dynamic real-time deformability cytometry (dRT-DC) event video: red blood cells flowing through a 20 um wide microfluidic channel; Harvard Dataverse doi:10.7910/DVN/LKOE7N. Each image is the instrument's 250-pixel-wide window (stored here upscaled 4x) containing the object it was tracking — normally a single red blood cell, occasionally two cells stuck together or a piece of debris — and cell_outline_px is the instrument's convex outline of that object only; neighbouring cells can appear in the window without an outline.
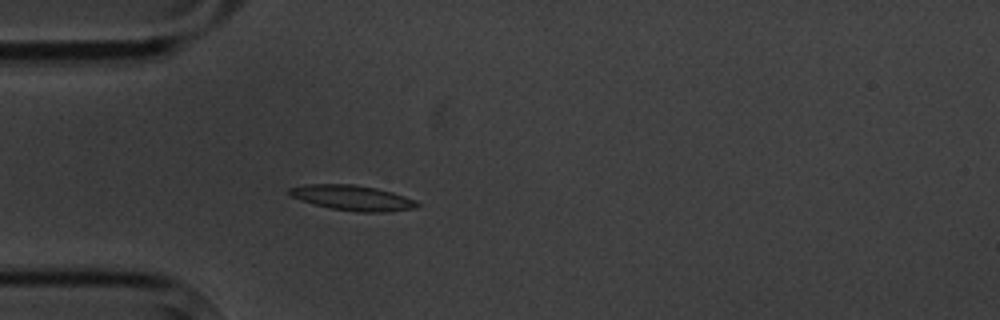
{"species": "common noctule bat (a hibernating species)", "species_latin": "Nyctalus noctula", "temperature_condition": "cold", "stored_images_in_passage": 4, "camera_frame_rate_fps": 3000, "um_per_image_px": 0.085, "animal": {"sex": "male", "body_mass_g": 20.1, "forearm_length_mm": 53.5}, "frame": {"image": 1, "passage_image": 4, "time_ms": 3.667, "image_size_px": [1000, 320], "cell_outline_px": [[420, 204], [416, 208], [388, 212], [356, 212], [332, 208], [300, 200], [292, 196], [288, 192], [288, 188], [308, 184], [352, 184], [376, 188], [392, 192], [416, 200]], "centroid_in_image_um": [29.99, 16.82], "position_along_channel_um": 55.0, "area_um2": 18.67}}